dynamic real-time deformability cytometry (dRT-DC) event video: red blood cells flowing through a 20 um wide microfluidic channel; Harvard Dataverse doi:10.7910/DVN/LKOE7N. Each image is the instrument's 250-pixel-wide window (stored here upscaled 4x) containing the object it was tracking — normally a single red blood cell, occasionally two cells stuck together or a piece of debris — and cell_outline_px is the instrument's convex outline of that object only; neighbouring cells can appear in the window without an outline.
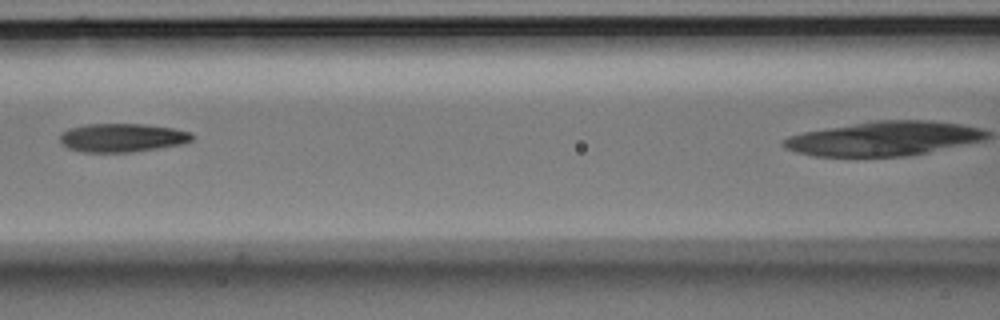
{"species": "Egyptian fruit bat (a non-hibernating species)", "species_latin": "Rousettus aegyptiacus", "temperature_condition": "room temperature", "stored_images_in_passage": 9, "camera_frame_rate_fps": 3000, "um_per_image_px": 0.085, "animal": {"sex": "male"}, "frame": {"image": 1, "passage_image": 8, "time_ms": 2.333, "image_size_px": [1000, 320], "cell_outline_px": [[192, 140], [180, 144], [156, 148], [128, 152], [84, 152], [68, 148], [60, 140], [60, 136], [68, 128], [84, 124], [140, 124], [172, 128], [188, 132], [192, 136]], "centroid_in_image_um": [10.33, 11.7], "position_along_channel_um": 156.3, "area_um2": 21.56}}